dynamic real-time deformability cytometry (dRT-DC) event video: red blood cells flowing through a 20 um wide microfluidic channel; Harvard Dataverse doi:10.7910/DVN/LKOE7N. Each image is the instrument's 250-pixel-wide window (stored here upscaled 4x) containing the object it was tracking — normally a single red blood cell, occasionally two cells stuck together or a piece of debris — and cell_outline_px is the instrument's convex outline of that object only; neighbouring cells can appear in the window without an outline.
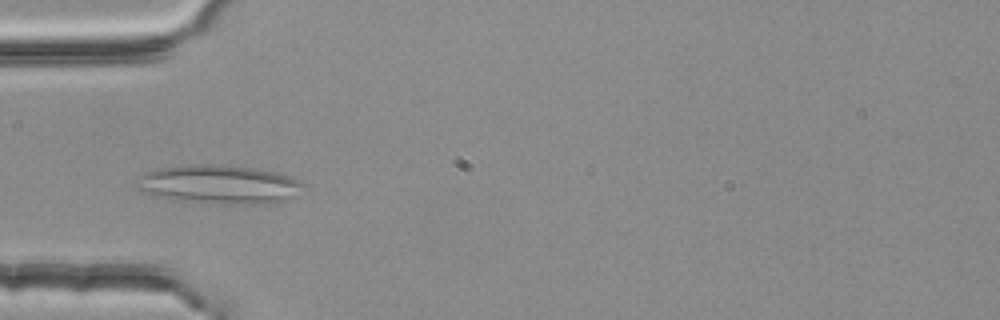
{"species": "common noctule bat (a hibernating species)", "species_latin": "Nyctalus noctula", "temperature_condition": "room temperature", "stored_images_in_passage": 7, "camera_frame_rate_fps": 3000, "um_per_image_px": 0.085, "animal": {"sex": "female", "body_mass_g": 25.1}, "frame": {"image": 1, "passage_image": 5, "time_ms": 1.333, "image_size_px": [1000, 320], "cell_outline_px": [[308, 184], [292, 196], [268, 204], [224, 204], [180, 200], [152, 196], [136, 188], [132, 184], [144, 172], [156, 168], [204, 164], [220, 164], [252, 168], [272, 172], [288, 176], [300, 180]], "centroid_in_image_um": [18.55, 15.67], "position_along_channel_um": 66.4, "area_um2": 37.63}}
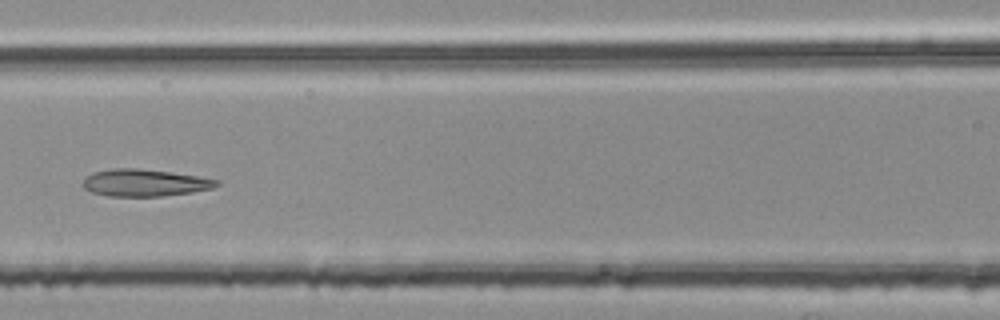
{"frame": {"image": 2, "passage_image": 7, "time_ms": 2.0, "image_size_px": [1000, 320], "cell_outline_px": [[220, 184], [212, 188], [192, 192], [160, 196], [108, 196], [92, 192], [84, 188], [80, 184], [84, 176], [92, 172], [112, 168], [140, 168], [196, 176], [220, 180]], "centroid_in_image_um": [12.22, 15.53], "position_along_channel_um": 154.4, "area_um2": 21.21}}